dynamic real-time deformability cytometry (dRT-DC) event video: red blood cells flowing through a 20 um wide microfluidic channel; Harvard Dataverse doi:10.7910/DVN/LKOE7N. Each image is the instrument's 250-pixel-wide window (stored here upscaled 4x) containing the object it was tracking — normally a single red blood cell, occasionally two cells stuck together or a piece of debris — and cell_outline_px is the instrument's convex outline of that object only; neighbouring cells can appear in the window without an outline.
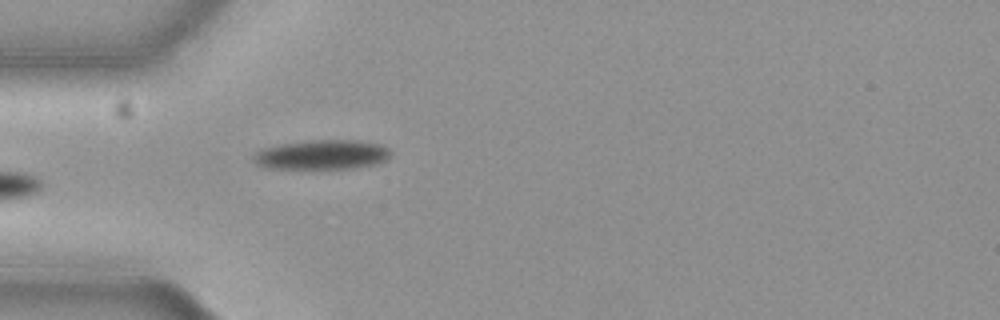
{"species": "common noctule bat (a hibernating species)", "species_latin": "Nyctalus noctula", "temperature_condition": "cold", "stored_images_in_passage": 34, "camera_frame_rate_fps": 3000, "um_per_image_px": 0.085, "animal": {"sex": "female", "body_mass_g": 19.3, "forearm_length_mm": 54.1}, "frame": {"image": 1, "passage_image": 1, "time_ms": 0.0, "image_size_px": [1000, 320], "cell_outline_px": [[392, 152], [388, 160], [376, 164], [352, 168], [264, 168], [256, 164], [252, 160], [252, 156], [256, 152], [264, 148], [284, 144], [312, 140], [360, 140], [380, 144], [388, 148]], "centroid_in_image_um": [27.4, 13.15], "position_along_channel_um": 57.6, "area_um2": 23.64}}
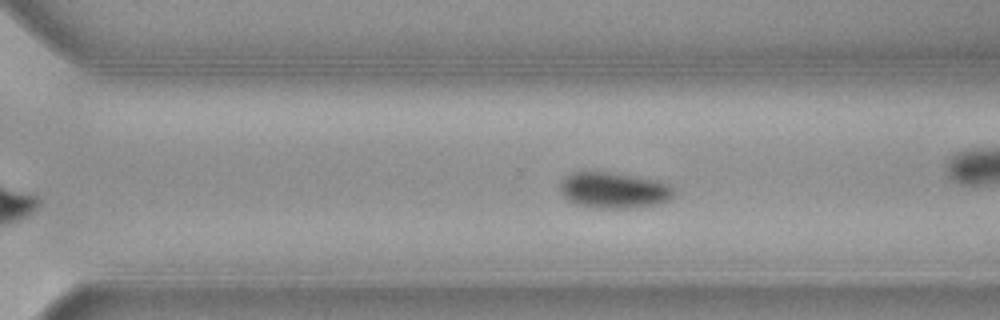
{"frame": {"image": 2, "passage_image": 20, "time_ms": 6.333, "image_size_px": [1000, 320], "cell_outline_px": [[676, 192], [672, 200], [664, 204], [636, 208], [588, 208], [572, 204], [560, 192], [560, 184], [564, 176], [572, 172], [608, 172], [656, 180], [668, 184], [676, 188]], "centroid_in_image_um": [52.22, 16.2], "position_along_channel_um": 318.4, "area_um2": 24.57}, "authors_computed_cell_mechanics": {"area_um2": 24.9696, "velocity_mm_per_s": 3.6575, "shape_relaxation_time_tau1_ms": 1.687, "shape_relaxation_time_tau2_ms": null, "deformation_change_tau1": 0.0769, "deformation_change_tau2": null}}